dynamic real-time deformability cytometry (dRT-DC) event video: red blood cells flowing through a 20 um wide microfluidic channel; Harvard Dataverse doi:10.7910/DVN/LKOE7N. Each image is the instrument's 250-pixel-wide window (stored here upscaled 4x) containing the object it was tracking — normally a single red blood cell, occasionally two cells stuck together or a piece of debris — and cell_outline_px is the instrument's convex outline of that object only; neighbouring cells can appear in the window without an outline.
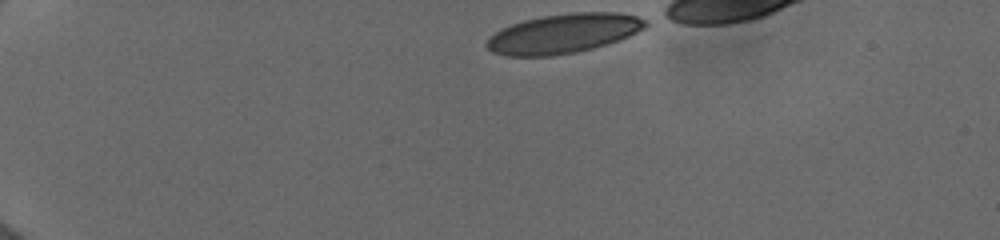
{"species": "human", "species_latin": "Homo sapiens", "temperature_condition": "cold", "stored_images_in_passage": 38, "camera_frame_rate_fps": 3000, "um_per_image_px": 0.085, "donor": {"sex": "female"}, "frame": {"image": 1, "passage_image": 1, "time_ms": 0.0, "image_size_px": [1000, 240], "cell_outline_px": [[648, 24], [644, 28], [628, 36], [592, 48], [576, 52], [552, 56], [504, 56], [492, 52], [484, 44], [488, 36], [500, 28], [524, 20], [544, 16], [572, 12], [620, 12], [636, 16], [648, 20]], "centroid_in_image_um": [47.84, 2.84], "position_along_channel_um": 37.2, "area_um2": 36.53}}
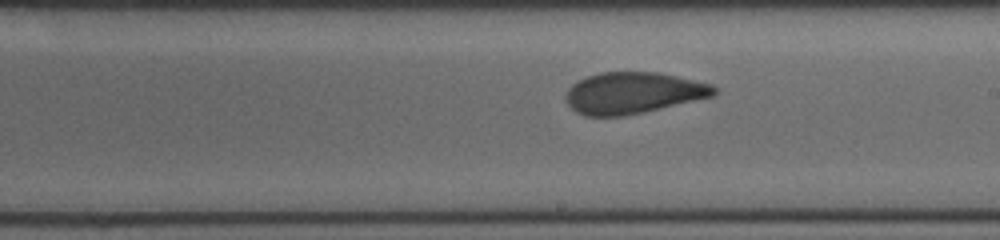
{"frame": {"image": 2, "passage_image": 22, "time_ms": 7.0, "image_size_px": [1000, 240], "cell_outline_px": [[720, 92], [716, 96], [624, 116], [584, 116], [576, 112], [568, 104], [564, 96], [568, 88], [576, 80], [600, 72], [660, 72], [712, 84]], "centroid_in_image_um": [53.83, 7.89], "position_along_channel_um": 235.2, "area_um2": 36.13}}
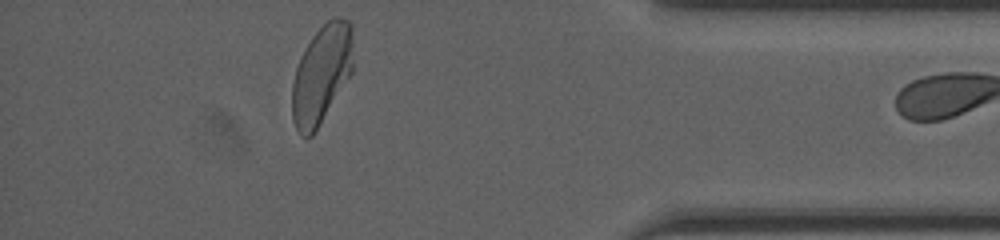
{"frame": {"image": 3, "passage_image": 37, "time_ms": 12.0, "image_size_px": [1000, 240], "cell_outline_px": [[352, 72], [312, 136], [300, 136], [292, 120], [292, 84], [296, 68], [300, 56], [312, 36], [332, 16], [336, 16], [348, 20], [352, 24]], "centroid_in_image_um": [27.32, 6.29], "position_along_channel_um": 407.9, "area_um2": 34.85}}